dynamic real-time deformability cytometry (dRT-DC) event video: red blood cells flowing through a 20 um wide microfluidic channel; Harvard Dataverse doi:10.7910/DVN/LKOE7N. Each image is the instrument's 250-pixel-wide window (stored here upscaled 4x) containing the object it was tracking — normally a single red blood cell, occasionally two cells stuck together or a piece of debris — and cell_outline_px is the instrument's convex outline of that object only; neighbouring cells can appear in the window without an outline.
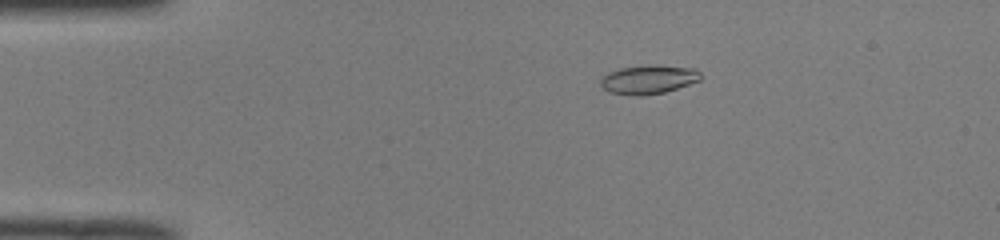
{"species": "common noctule bat (a hibernating species)", "species_latin": "Nyctalus noctula", "temperature_condition": "room temperature", "stored_images_in_passage": 50, "camera_frame_rate_fps": 3000, "um_per_image_px": 0.085, "animal": {"sex": "male", "body_mass_g": 19.0, "forearm_length_mm": 50.8}, "frame": {"image": 1, "passage_image": 10, "time_ms": 3.0, "image_size_px": [1000, 240], "cell_outline_px": [[700, 80], [664, 92], [640, 96], [636, 96], [608, 92], [600, 84], [600, 80], [608, 72], [620, 68], [652, 64], [656, 64], [696, 68], [700, 72]], "centroid_in_image_um": [55.11, 6.74], "position_along_channel_um": 29.9, "area_um2": 16.88}}
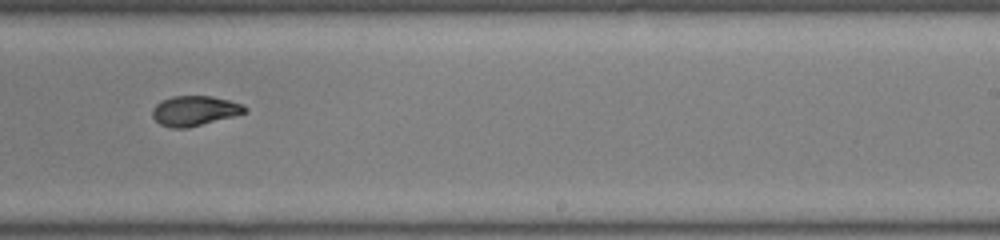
{"frame": {"image": 2, "passage_image": 32, "time_ms": 10.333, "image_size_px": [1000, 240], "cell_outline_px": [[248, 108], [244, 112], [232, 116], [188, 128], [172, 128], [160, 124], [152, 116], [152, 108], [160, 100], [172, 96], [212, 96], [244, 104]], "centroid_in_image_um": [16.5, 9.4], "position_along_channel_um": 272.5, "area_um2": 16.07}}
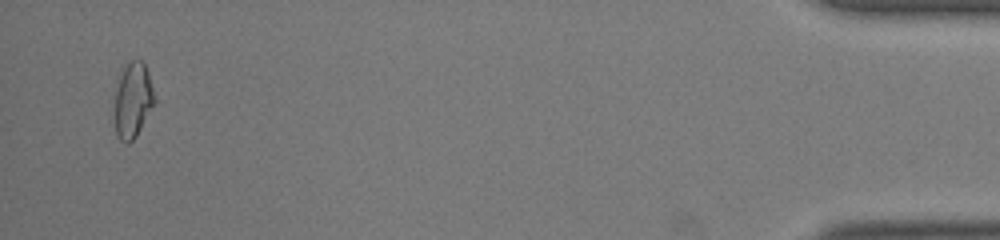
{"frame": {"image": 3, "passage_image": 49, "time_ms": 16.0, "image_size_px": [1000, 240], "cell_outline_px": [[156, 100], [136, 136], [128, 144], [120, 140], [116, 136], [112, 116], [116, 92], [120, 76], [124, 68], [132, 60], [140, 60], [144, 64], [148, 72]], "centroid_in_image_um": [11.26, 8.58], "position_along_channel_um": 423.9, "area_um2": 17.57}, "authors_computed_cell_mechanics": {"area_um2": 16.2996, "velocity_mm_per_s": 4.101, "shape_relaxation_time_tau1_ms": 6.65, "shape_relaxation_time_tau2_ms": 1.4653, "deformation_change_tau1": 0.2234, "deformation_change_tau2": 0.0515}}